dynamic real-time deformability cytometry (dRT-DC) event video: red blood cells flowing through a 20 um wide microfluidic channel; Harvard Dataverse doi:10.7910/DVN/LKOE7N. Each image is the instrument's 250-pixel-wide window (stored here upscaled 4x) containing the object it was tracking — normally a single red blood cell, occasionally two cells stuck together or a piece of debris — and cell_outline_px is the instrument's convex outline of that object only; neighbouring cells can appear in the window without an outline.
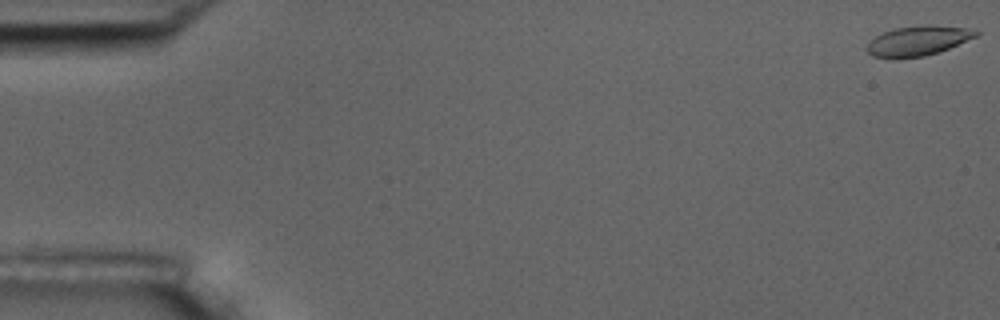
{"species": "common noctule bat (a hibernating species)", "species_latin": "Nyctalus noctula", "temperature_condition": "room temperature", "stored_images_in_passage": 9, "camera_frame_rate_fps": 3000, "um_per_image_px": 0.085, "animal": {"sex": "male", "body_mass_g": 17.5, "forearm_length_mm": 52.3}, "frame": {"image": 1, "passage_image": 1, "time_ms": 0.0, "image_size_px": [1000, 320], "cell_outline_px": [[980, 32], [976, 36], [948, 48], [924, 56], [872, 56], [864, 48], [868, 40], [892, 28], [924, 24], [932, 24], [964, 28]], "centroid_in_image_um": [77.98, 3.42], "position_along_channel_um": 7.0, "area_um2": 18.5}}